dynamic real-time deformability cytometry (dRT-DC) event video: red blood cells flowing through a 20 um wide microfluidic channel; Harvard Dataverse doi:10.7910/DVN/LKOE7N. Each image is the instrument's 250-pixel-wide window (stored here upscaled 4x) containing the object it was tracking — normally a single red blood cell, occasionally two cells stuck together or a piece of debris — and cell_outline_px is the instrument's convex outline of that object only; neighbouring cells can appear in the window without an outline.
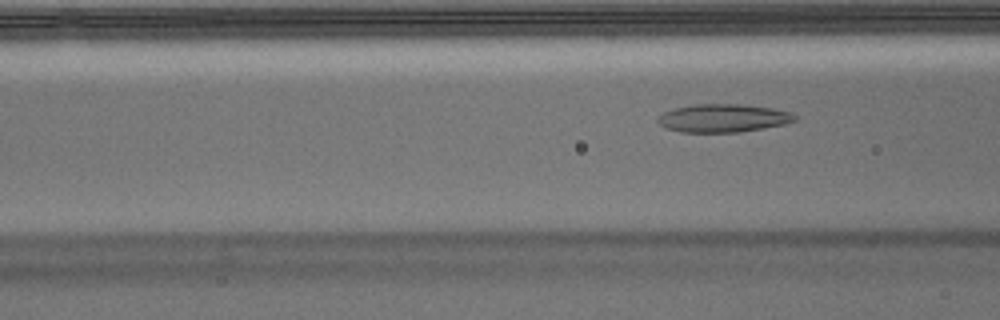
{"species": "Egyptian fruit bat (a non-hibernating species)", "species_latin": "Rousettus aegyptiacus", "temperature_condition": "warm", "stored_images_in_passage": 4, "camera_frame_rate_fps": 3000, "um_per_image_px": 0.085, "animal": {"sex": "male"}, "frame": {"image": 1, "passage_image": 4, "time_ms": 1.0, "image_size_px": [1000, 320], "cell_outline_px": [[796, 120], [784, 124], [764, 128], [740, 132], [680, 132], [664, 128], [656, 120], [664, 112], [676, 108], [692, 104], [744, 104], [772, 108], [792, 112], [796, 116]], "centroid_in_image_um": [61.47, 10.04], "position_along_channel_um": 105.1, "area_um2": 22.54}}